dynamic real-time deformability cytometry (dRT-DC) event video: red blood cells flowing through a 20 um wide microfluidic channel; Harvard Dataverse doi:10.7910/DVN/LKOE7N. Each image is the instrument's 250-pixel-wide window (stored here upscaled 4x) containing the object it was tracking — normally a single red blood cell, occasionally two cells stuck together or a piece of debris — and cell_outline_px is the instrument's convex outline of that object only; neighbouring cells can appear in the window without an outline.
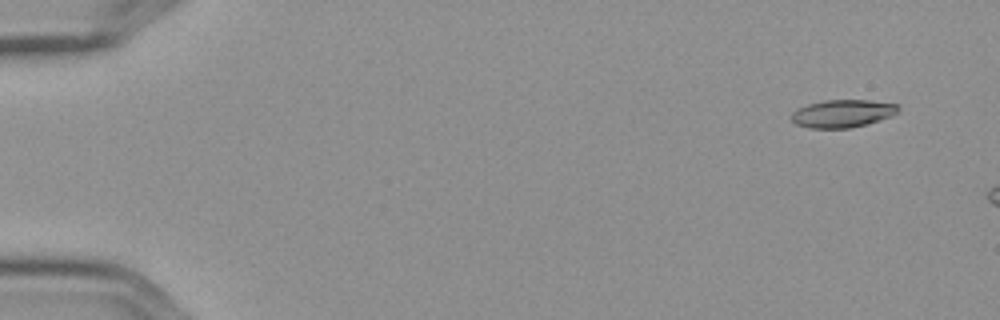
{"species": "Egyptian fruit bat (a non-hibernating species)", "species_latin": "Rousettus aegyptiacus", "temperature_condition": "cold", "stored_images_in_passage": 3, "camera_frame_rate_fps": 3000, "um_per_image_px": 0.085, "frame": {"image": 1, "passage_image": 3, "time_ms": 0.667, "image_size_px": [1000, 320], "cell_outline_px": [[900, 108], [892, 116], [880, 120], [848, 128], [808, 128], [796, 124], [792, 120], [792, 112], [796, 108], [808, 104], [824, 100], [868, 100], [900, 104]], "centroid_in_image_um": [71.61, 9.64], "position_along_channel_um": 13.4, "area_um2": 17.28}}